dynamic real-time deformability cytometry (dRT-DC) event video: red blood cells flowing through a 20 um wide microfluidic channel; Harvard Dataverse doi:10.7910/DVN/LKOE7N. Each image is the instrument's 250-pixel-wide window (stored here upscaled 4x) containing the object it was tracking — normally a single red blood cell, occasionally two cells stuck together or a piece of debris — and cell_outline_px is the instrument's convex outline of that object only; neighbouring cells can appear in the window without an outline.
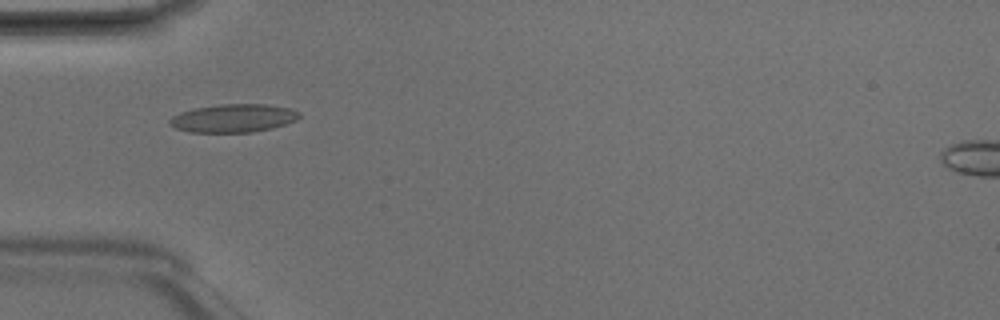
{"species": "Egyptian fruit bat (a non-hibernating species)", "species_latin": "Rousettus aegyptiacus", "temperature_condition": "room temperature", "stored_images_in_passage": 1, "camera_frame_rate_fps": 3000, "um_per_image_px": 0.085, "animal": {"sex": "male"}, "frame": {"image": 1, "passage_image": 1, "time_ms": 0.0, "image_size_px": [1000, 320], "cell_outline_px": [[300, 116], [296, 120], [272, 128], [252, 132], [192, 132], [176, 128], [168, 124], [168, 120], [172, 116], [180, 112], [196, 108], [220, 104], [264, 104], [288, 108], [300, 112]], "centroid_in_image_um": [19.82, 10.04], "position_along_channel_um": 65.2, "area_um2": 21.15}}